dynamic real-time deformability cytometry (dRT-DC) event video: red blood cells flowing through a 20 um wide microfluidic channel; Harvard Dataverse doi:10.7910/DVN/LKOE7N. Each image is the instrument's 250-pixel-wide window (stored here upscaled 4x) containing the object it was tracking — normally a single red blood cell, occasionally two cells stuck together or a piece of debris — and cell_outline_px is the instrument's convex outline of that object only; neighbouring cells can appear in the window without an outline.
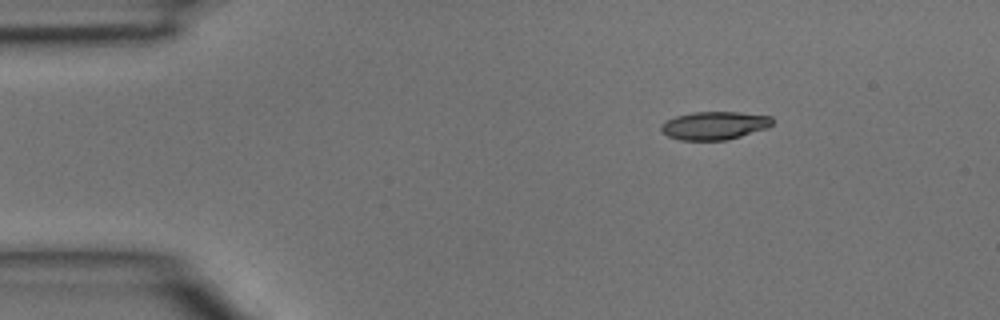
{"species": "common noctule bat (a hibernating species)", "species_latin": "Nyctalus noctula", "temperature_condition": "room temperature", "stored_images_in_passage": 4, "camera_frame_rate_fps": 3000, "um_per_image_px": 0.085, "animal": {"sex": "male", "body_mass_g": 15.6}, "frame": {"image": 1, "passage_image": 1, "time_ms": 0.0, "image_size_px": [1000, 320], "cell_outline_px": [[772, 124], [768, 128], [728, 140], [680, 140], [668, 136], [660, 132], [660, 124], [676, 116], [692, 112], [740, 112], [772, 116]], "centroid_in_image_um": [60.72, 10.67], "position_along_channel_um": 24.3, "area_um2": 18.38}}
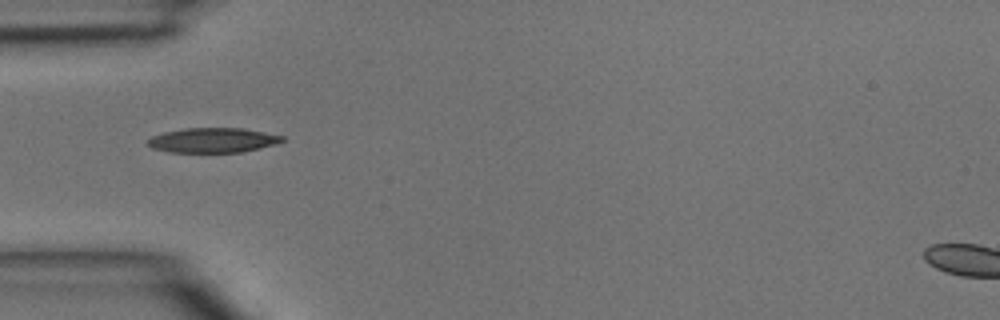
{"frame": {"image": 2, "passage_image": 3, "time_ms": 0.667, "image_size_px": [1000, 320], "cell_outline_px": [[284, 140], [276, 144], [240, 152], [168, 152], [152, 148], [148, 144], [148, 140], [152, 136], [164, 132], [184, 128], [244, 128], [284, 136]], "centroid_in_image_um": [18.08, 11.91], "position_along_channel_um": 66.9, "area_um2": 19.31}}
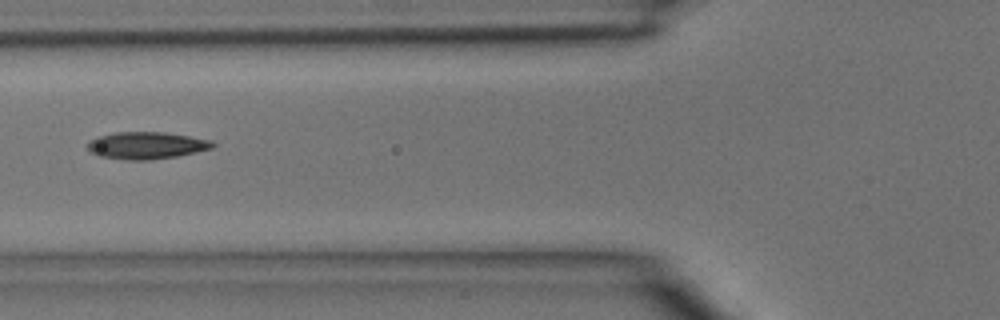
{"frame": {"image": 3, "passage_image": 4, "time_ms": 1.0, "image_size_px": [1000, 320], "cell_outline_px": [[216, 144], [212, 148], [176, 156], [148, 160], [128, 160], [100, 156], [92, 152], [88, 148], [88, 144], [92, 140], [100, 136], [116, 132], [164, 132], [212, 140]], "centroid_in_image_um": [12.48, 12.36], "position_along_channel_um": 113.3, "area_um2": 19.42}}